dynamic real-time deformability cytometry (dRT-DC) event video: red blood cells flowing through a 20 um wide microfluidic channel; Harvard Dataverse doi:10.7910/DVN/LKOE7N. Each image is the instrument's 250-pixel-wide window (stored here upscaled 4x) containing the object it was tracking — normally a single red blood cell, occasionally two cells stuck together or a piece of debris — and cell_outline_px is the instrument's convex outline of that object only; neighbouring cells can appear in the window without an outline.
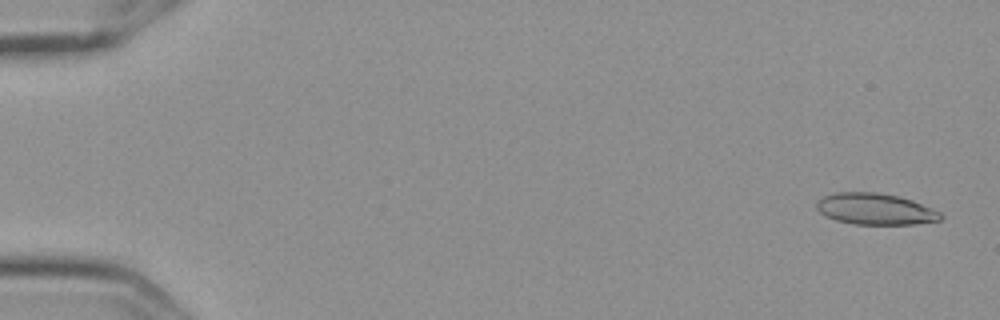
{"species": "Egyptian fruit bat (a non-hibernating species)", "species_latin": "Rousettus aegyptiacus", "temperature_condition": "cold", "stored_images_in_passage": 8, "camera_frame_rate_fps": 3000, "um_per_image_px": 0.085, "frame": {"image": 1, "passage_image": 1, "time_ms": 0.0, "image_size_px": [1000, 320], "cell_outline_px": [[944, 216], [940, 220], [916, 224], [852, 224], [836, 220], [824, 216], [816, 208], [816, 204], [824, 196], [832, 192], [876, 192], [900, 196], [912, 200], [932, 208], [940, 212]], "centroid_in_image_um": [74.4, 17.76], "position_along_channel_um": 10.6, "area_um2": 22.77}}
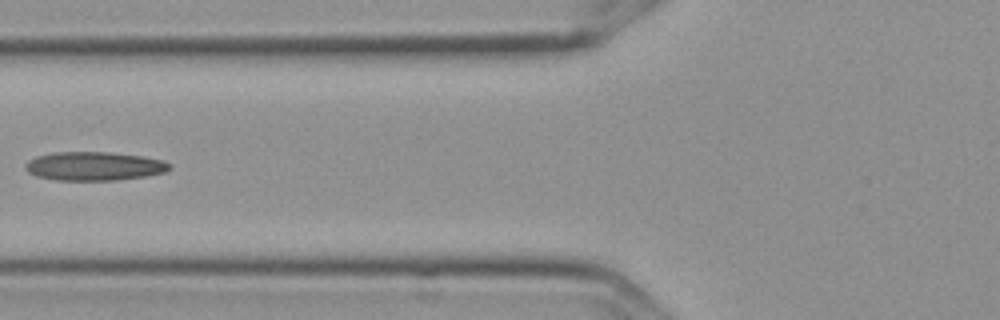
{"frame": {"image": 2, "passage_image": 7, "time_ms": 2.0, "image_size_px": [1000, 320], "cell_outline_px": [[172, 168], [164, 172], [148, 176], [116, 180], [56, 180], [36, 176], [28, 172], [24, 168], [24, 164], [28, 160], [36, 156], [56, 152], [112, 152], [144, 156], [164, 160], [172, 164]], "centroid_in_image_um": [8.03, 14.12], "position_along_channel_um": 117.8, "area_um2": 24.45}}
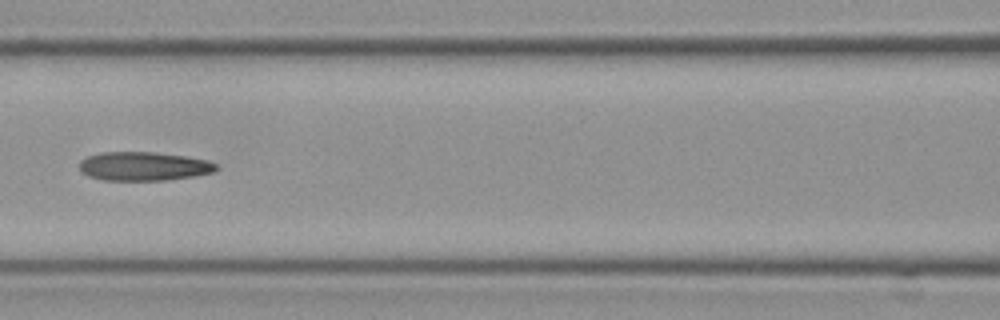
{"frame": {"image": 3, "passage_image": 8, "time_ms": 2.333, "image_size_px": [1000, 320], "cell_outline_px": [[220, 168], [212, 172], [192, 176], [168, 180], [104, 180], [88, 176], [80, 172], [80, 160], [88, 156], [100, 152], [152, 152], [184, 156], [208, 160], [216, 164]], "centroid_in_image_um": [12.19, 14.13], "position_along_channel_um": 154.4, "area_um2": 22.95}}